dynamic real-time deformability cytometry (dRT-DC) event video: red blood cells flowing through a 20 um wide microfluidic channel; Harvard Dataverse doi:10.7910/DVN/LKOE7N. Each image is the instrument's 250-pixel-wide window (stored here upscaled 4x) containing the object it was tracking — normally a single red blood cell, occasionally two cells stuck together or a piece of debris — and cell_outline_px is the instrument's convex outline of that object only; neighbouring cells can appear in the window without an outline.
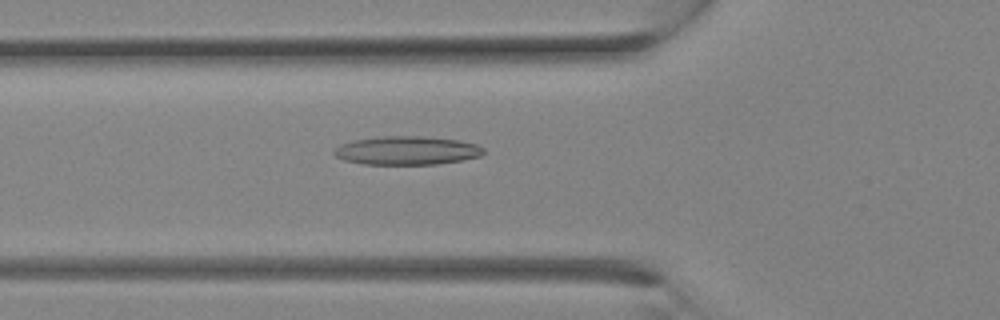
{"species": "Egyptian fruit bat (a non-hibernating species)", "species_latin": "Rousettus aegyptiacus", "temperature_condition": "room temperature", "stored_images_in_passage": 4, "camera_frame_rate_fps": 3000, "um_per_image_px": 0.085, "animal": {"sex": "female"}, "frame": {"image": 1, "passage_image": 2, "time_ms": 0.333, "image_size_px": [1000, 320], "cell_outline_px": [[484, 152], [480, 156], [460, 160], [436, 164], [364, 164], [344, 160], [336, 156], [332, 152], [340, 144], [356, 140], [384, 136], [424, 136], [456, 140], [476, 144], [484, 148]], "centroid_in_image_um": [34.58, 12.79], "position_along_channel_um": 91.2, "area_um2": 24.62}}
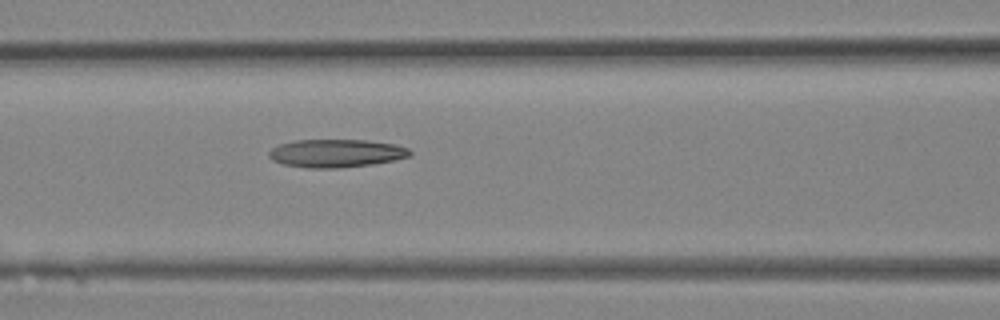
{"frame": {"image": 2, "passage_image": 4, "time_ms": 1.0, "image_size_px": [1000, 320], "cell_outline_px": [[412, 156], [396, 160], [372, 164], [340, 168], [308, 168], [284, 164], [272, 160], [268, 156], [268, 152], [272, 148], [280, 144], [296, 140], [368, 140], [396, 144], [408, 148], [412, 152]], "centroid_in_image_um": [28.61, 13.03], "position_along_channel_um": 138.0, "area_um2": 23.24}}